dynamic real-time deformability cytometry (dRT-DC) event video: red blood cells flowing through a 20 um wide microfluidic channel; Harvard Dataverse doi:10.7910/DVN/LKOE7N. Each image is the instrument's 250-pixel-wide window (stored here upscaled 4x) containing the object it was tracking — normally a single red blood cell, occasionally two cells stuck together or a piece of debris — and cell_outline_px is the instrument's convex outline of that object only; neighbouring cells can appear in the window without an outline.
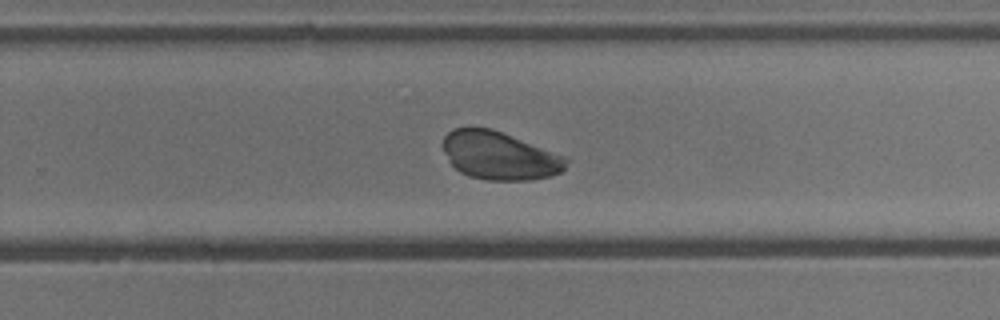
{"species": "common noctule bat (a hibernating species)", "species_latin": "Nyctalus noctula", "temperature_condition": "cold", "stored_images_in_passage": 37, "camera_frame_rate_fps": 3000, "um_per_image_px": 0.085, "animal": {"sex": "male", "body_mass_g": 13.3}, "frame": {"image": 1, "passage_image": 18, "time_ms": 5.667, "image_size_px": [1000, 320], "cell_outline_px": [[568, 160], [564, 168], [560, 172], [548, 176], [532, 180], [488, 180], [468, 176], [460, 172], [452, 164], [444, 152], [444, 136], [452, 128], [492, 128], [568, 156]], "centroid_in_image_um": [42.49, 13.22], "position_along_channel_um": 287.3, "area_um2": 34.56}}
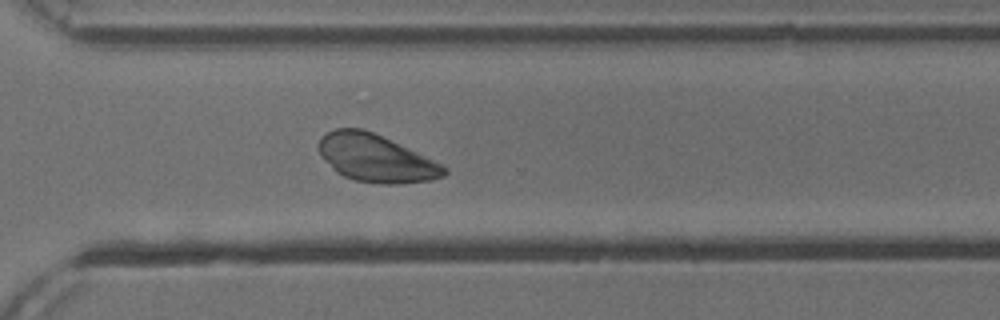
{"frame": {"image": 2, "passage_image": 22, "time_ms": 7.0, "image_size_px": [1000, 320], "cell_outline_px": [[448, 172], [444, 176], [428, 180], [400, 184], [380, 184], [356, 180], [344, 176], [336, 172], [320, 156], [316, 144], [324, 132], [336, 128], [360, 128], [372, 132], [416, 152], [448, 168]], "centroid_in_image_um": [31.87, 13.45], "position_along_channel_um": 338.7, "area_um2": 34.51}}